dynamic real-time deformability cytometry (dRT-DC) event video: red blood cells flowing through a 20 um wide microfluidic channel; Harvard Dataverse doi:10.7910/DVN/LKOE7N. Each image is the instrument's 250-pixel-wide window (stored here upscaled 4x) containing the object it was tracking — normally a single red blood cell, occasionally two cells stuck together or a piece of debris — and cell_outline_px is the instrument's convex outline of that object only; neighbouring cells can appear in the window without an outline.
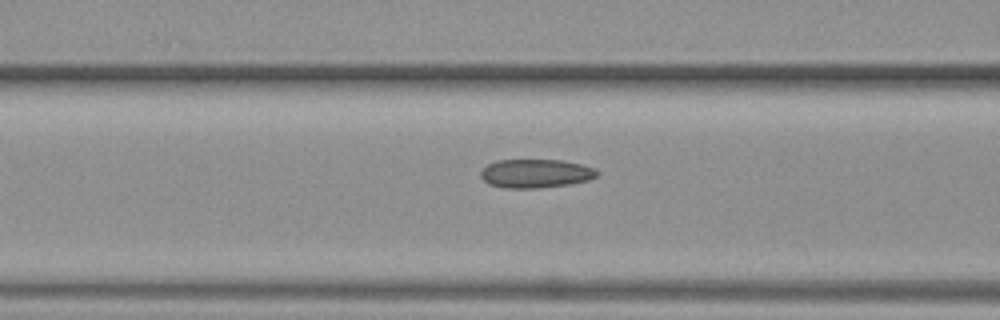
{"species": "common noctule bat (a hibernating species)", "species_latin": "Nyctalus noctula", "temperature_condition": "warm", "stored_images_in_passage": 5, "camera_frame_rate_fps": 3000, "um_per_image_px": 0.085, "animal": {"sex": "female", "body_mass_g": 19.3, "forearm_length_mm": 54.1}, "frame": {"image": 1, "passage_image": 5, "time_ms": 5.333, "image_size_px": [1000, 320], "cell_outline_px": [[600, 172], [596, 176], [588, 180], [568, 184], [536, 188], [504, 188], [488, 184], [480, 176], [480, 172], [488, 164], [496, 160], [564, 160], [596, 168]], "centroid_in_image_um": [45.53, 14.74], "position_along_channel_um": 121.1, "area_um2": 19.48}}